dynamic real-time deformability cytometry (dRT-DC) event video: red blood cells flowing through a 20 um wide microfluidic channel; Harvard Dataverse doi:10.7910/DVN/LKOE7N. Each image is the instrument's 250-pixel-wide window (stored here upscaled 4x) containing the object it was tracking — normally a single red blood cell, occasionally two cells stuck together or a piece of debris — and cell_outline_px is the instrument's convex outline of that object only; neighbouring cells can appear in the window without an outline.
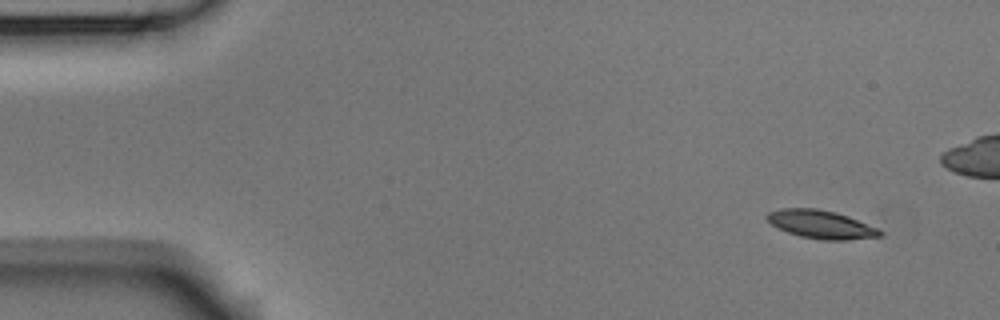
{"species": "Egyptian fruit bat (a non-hibernating species)", "species_latin": "Rousettus aegyptiacus", "temperature_condition": "room temperature", "stored_images_in_passage": 7, "camera_frame_rate_fps": 3000, "um_per_image_px": 0.085, "animal": {"sex": "male"}, "frame": {"image": 1, "passage_image": 1, "time_ms": 0.0, "image_size_px": [1000, 320], "cell_outline_px": [[884, 232], [880, 236], [848, 240], [824, 240], [800, 236], [788, 232], [772, 224], [764, 216], [768, 212], [780, 208], [816, 208], [836, 212], [848, 216], [880, 228]], "centroid_in_image_um": [69.82, 19.06], "position_along_channel_um": 15.2, "area_um2": 18.67}}
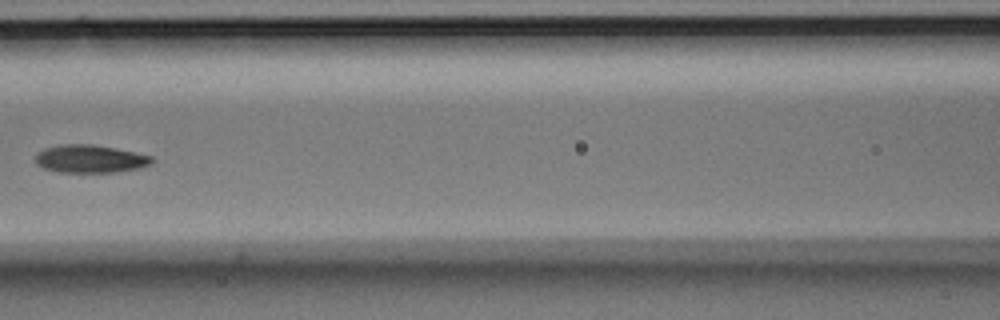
{"frame": {"image": 2, "passage_image": 6, "time_ms": 1.667, "image_size_px": [1000, 320], "cell_outline_px": [[152, 164], [136, 168], [112, 172], [60, 172], [44, 168], [36, 164], [36, 152], [44, 148], [60, 144], [92, 144], [152, 156]], "centroid_in_image_um": [7.59, 13.49], "position_along_channel_um": 159.0, "area_um2": 18.67}}
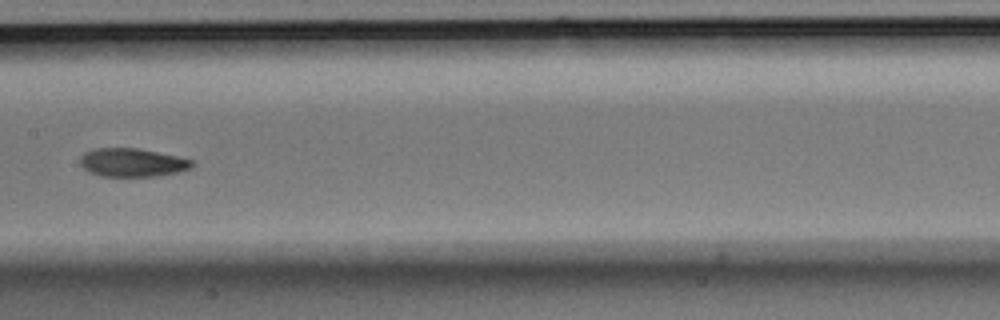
{"frame": {"image": 3, "passage_image": 7, "time_ms": 2.0, "image_size_px": [1000, 320], "cell_outline_px": [[196, 164], [192, 168], [180, 172], [160, 176], [100, 176], [88, 172], [80, 164], [80, 156], [84, 152], [96, 148], [140, 148], [196, 160]], "centroid_in_image_um": [11.3, 13.81], "position_along_channel_um": 196.1, "area_um2": 18.96}}